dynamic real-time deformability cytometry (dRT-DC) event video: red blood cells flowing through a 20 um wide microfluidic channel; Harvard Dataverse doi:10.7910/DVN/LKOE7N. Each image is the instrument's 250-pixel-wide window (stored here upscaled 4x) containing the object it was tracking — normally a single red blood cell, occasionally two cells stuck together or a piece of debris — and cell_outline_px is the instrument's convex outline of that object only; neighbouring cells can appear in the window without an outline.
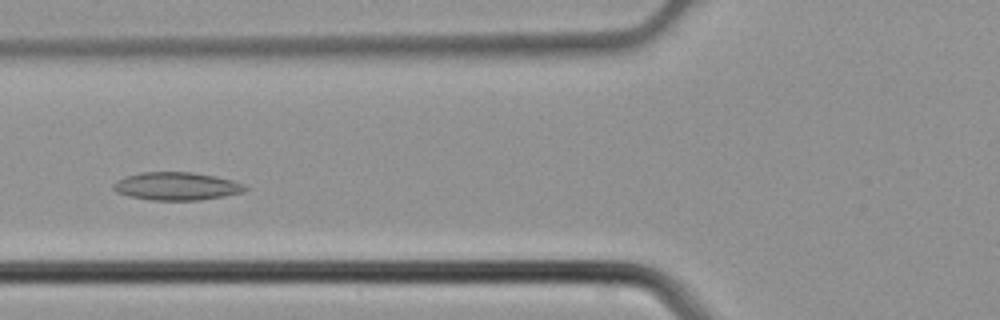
{"species": "common noctule bat (a hibernating species)", "species_latin": "Nyctalus noctula", "temperature_condition": "cold", "stored_images_in_passage": 3, "camera_frame_rate_fps": 3000, "um_per_image_px": 0.085, "animal": {"sex": "male", "body_mass_g": 21.5, "forearm_length_mm": 52.0}, "frame": {"image": 1, "passage_image": 3, "time_ms": 0.667, "image_size_px": [1000, 320], "cell_outline_px": [[248, 188], [244, 192], [224, 196], [200, 200], [152, 200], [128, 196], [116, 192], [112, 188], [112, 184], [116, 180], [124, 176], [140, 172], [192, 172], [216, 176], [232, 180], [244, 184]], "centroid_in_image_um": [14.98, 15.82], "position_along_channel_um": 110.8, "area_um2": 21.68}}